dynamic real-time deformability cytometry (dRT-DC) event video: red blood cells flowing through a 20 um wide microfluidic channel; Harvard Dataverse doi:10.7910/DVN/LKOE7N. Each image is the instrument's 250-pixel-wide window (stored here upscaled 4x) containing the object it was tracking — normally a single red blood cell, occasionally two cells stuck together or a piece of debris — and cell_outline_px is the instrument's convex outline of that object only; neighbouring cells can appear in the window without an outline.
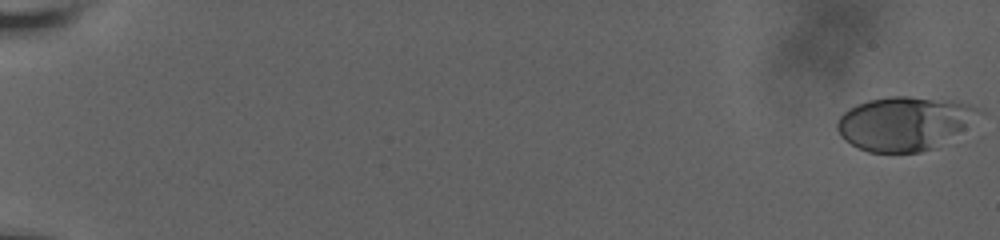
{"species": "human", "species_latin": "Homo sapiens", "temperature_condition": "room temperature", "stored_images_in_passage": 22, "camera_frame_rate_fps": 3000, "um_per_image_px": 0.085, "donor": {"sex": "male"}, "frame": {"image": 1, "passage_image": 1, "time_ms": 0.0, "image_size_px": [1000, 240], "cell_outline_px": [[984, 112], [964, 128], [936, 148], [920, 152], [868, 152], [844, 140], [840, 136], [836, 128], [836, 124], [840, 116], [844, 112], [856, 104], [868, 100], [888, 96], [908, 96], [952, 100], [968, 104]], "centroid_in_image_um": [76.85, 10.48], "position_along_channel_um": 8.1, "area_um2": 44.39}}
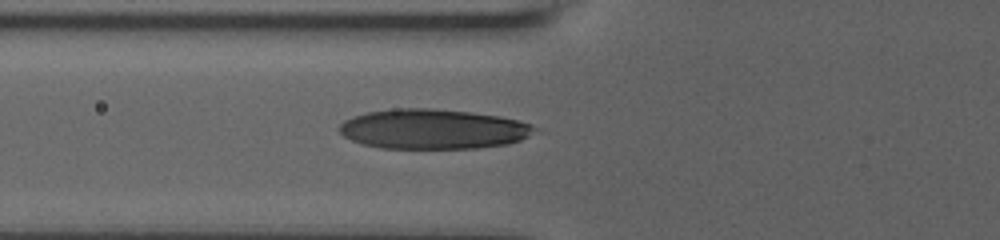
{"frame": {"image": 2, "passage_image": 19, "time_ms": 8.333, "image_size_px": [1000, 240], "cell_outline_px": [[536, 128], [528, 136], [520, 140], [508, 144], [476, 148], [380, 148], [364, 144], [352, 140], [344, 136], [340, 132], [340, 124], [344, 120], [352, 116], [368, 112], [396, 108], [432, 108], [468, 112], [500, 116], [532, 124]], "centroid_in_image_um": [36.79, 10.97], "position_along_channel_um": 89.0, "area_um2": 45.14}}
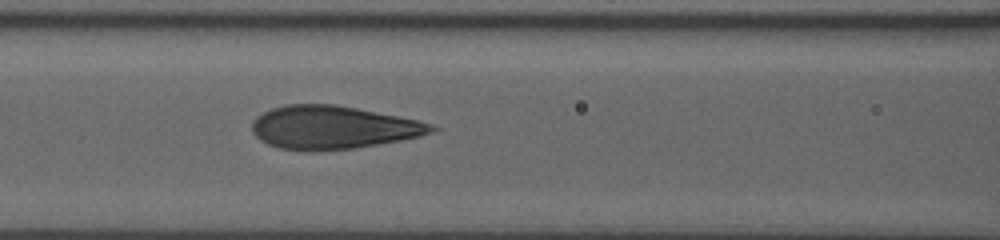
{"frame": {"image": 3, "passage_image": 22, "time_ms": 9.667, "image_size_px": [1000, 240], "cell_outline_px": [[440, 128], [432, 132], [420, 136], [400, 140], [356, 148], [308, 152], [280, 148], [268, 144], [260, 140], [252, 132], [252, 120], [256, 116], [272, 108], [288, 104], [332, 104], [356, 108], [416, 120], [432, 124]], "centroid_in_image_um": [28.26, 10.84], "position_along_channel_um": 138.3, "area_um2": 45.08}}